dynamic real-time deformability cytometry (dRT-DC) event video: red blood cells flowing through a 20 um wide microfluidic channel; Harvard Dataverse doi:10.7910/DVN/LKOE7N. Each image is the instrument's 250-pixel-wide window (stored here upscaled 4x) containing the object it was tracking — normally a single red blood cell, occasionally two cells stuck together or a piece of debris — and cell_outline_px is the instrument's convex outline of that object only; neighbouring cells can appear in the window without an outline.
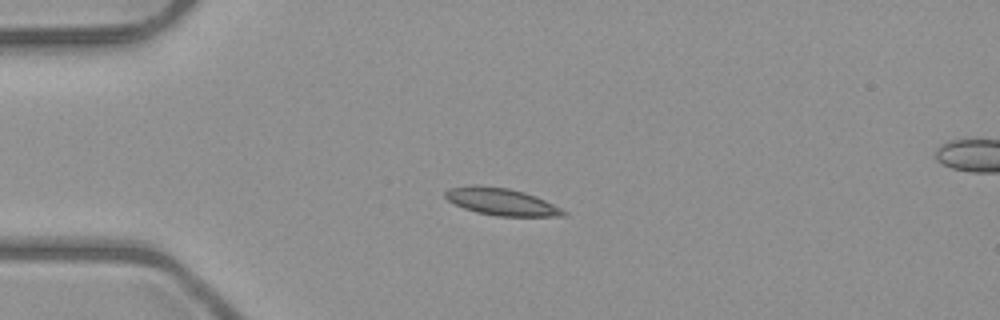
{"species": "common noctule bat (a hibernating species)", "species_latin": "Nyctalus noctula", "temperature_condition": "room temperature", "stored_images_in_passage": 5, "camera_frame_rate_fps": 3000, "um_per_image_px": 0.085, "animal": {"sex": "male", "body_mass_g": 23.1, "forearm_length_mm": 52.7}, "frame": {"image": 1, "passage_image": 3, "time_ms": 2.333, "image_size_px": [1000, 320], "cell_outline_px": [[568, 212], [564, 216], [496, 216], [476, 212], [464, 208], [448, 200], [444, 196], [444, 192], [448, 188], [472, 184], [480, 184], [508, 188], [524, 192], [536, 196]], "centroid_in_image_um": [42.57, 17.13], "position_along_channel_um": 42.4, "area_um2": 18.79}}